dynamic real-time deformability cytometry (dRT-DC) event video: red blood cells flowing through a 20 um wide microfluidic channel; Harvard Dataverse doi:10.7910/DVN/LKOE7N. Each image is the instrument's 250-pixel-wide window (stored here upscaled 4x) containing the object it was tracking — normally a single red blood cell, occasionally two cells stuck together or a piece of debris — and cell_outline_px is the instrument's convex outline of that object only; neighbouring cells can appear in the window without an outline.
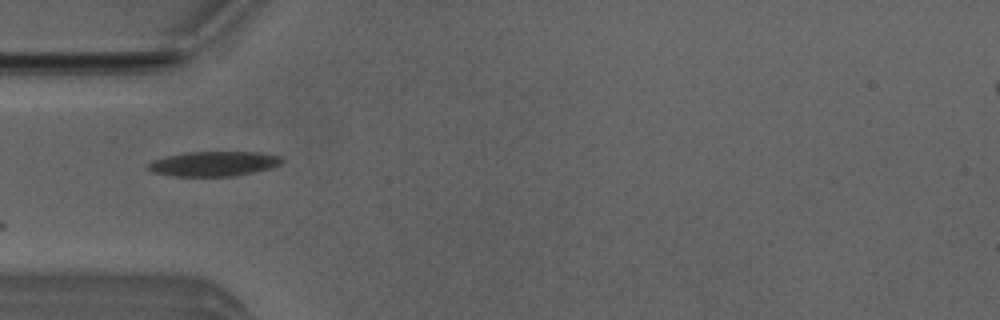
{"species": "Egyptian fruit bat (a non-hibernating species)", "species_latin": "Rousettus aegyptiacus", "temperature_condition": "room temperature", "stored_images_in_passage": 26, "camera_frame_rate_fps": 3000, "um_per_image_px": 0.085, "animal": {"sex": "male"}, "frame": {"image": 1, "passage_image": 2, "time_ms": 0.333, "image_size_px": [1000, 320], "cell_outline_px": [[284, 160], [280, 164], [268, 168], [252, 172], [232, 176], [172, 176], [152, 172], [148, 168], [148, 164], [152, 160], [164, 156], [184, 152], [260, 152], [280, 156]], "centroid_in_image_um": [18.12, 13.91], "position_along_channel_um": 66.9, "area_um2": 19.31}}
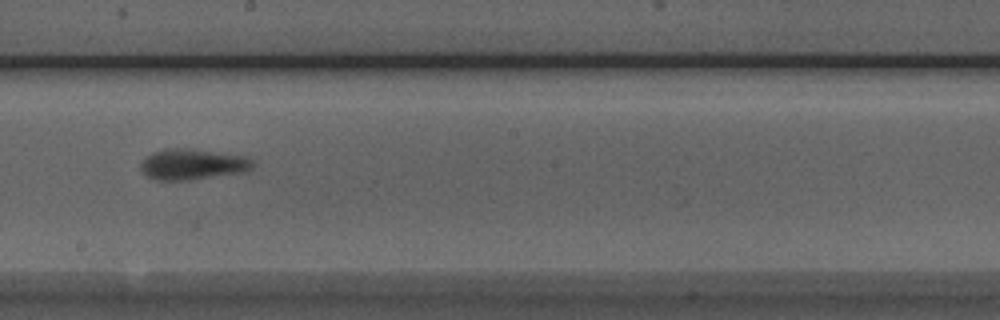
{"frame": {"image": 2, "passage_image": 15, "time_ms": 4.667, "image_size_px": [1000, 320], "cell_outline_px": [[256, 164], [252, 168], [244, 172], [192, 180], [156, 180], [148, 176], [140, 168], [140, 164], [152, 152], [164, 148], [192, 148], [244, 156], [252, 160]], "centroid_in_image_um": [16.39, 13.96], "position_along_channel_um": 231.8, "area_um2": 20.23}}
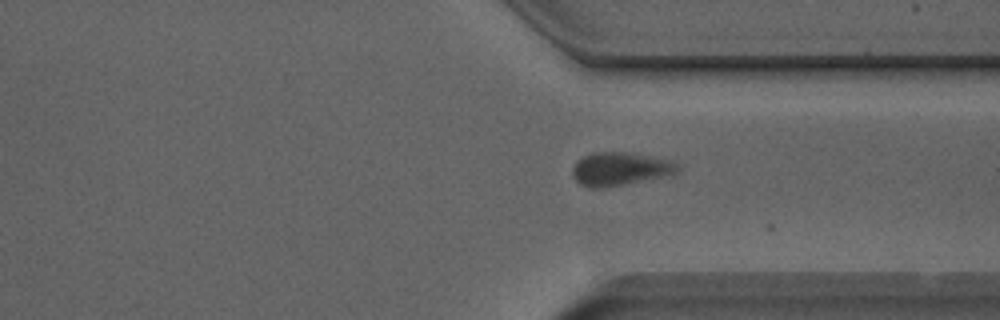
{"frame": {"image": 3, "passage_image": 25, "time_ms": 8.0, "image_size_px": [1000, 320], "cell_outline_px": [[680, 168], [676, 172], [660, 176], [624, 184], [604, 188], [588, 188], [580, 184], [572, 176], [572, 168], [576, 160], [584, 156], [596, 152], [628, 152], [648, 156], [664, 160], [676, 164]], "centroid_in_image_um": [52.57, 14.36], "position_along_channel_um": 358.8, "area_um2": 19.88}}